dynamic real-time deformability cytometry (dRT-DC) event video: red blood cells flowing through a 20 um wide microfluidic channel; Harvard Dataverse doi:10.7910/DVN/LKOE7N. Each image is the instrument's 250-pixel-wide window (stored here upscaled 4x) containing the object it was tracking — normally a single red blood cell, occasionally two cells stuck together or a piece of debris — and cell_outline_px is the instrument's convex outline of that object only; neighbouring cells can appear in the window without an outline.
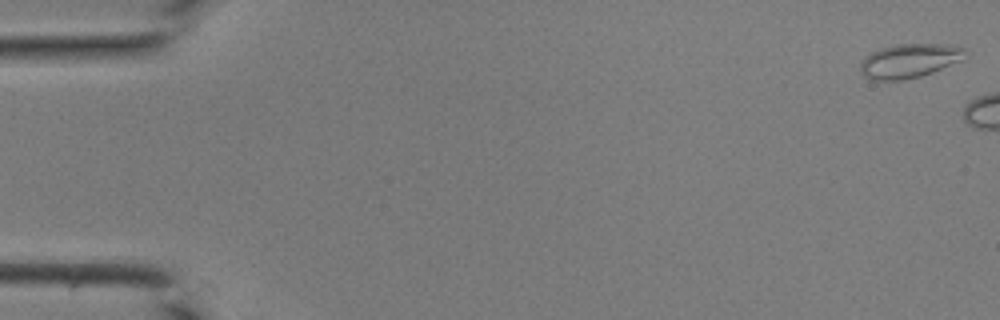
{"species": "common noctule bat (a hibernating species)", "species_latin": "Nyctalus noctula", "temperature_condition": "room temperature", "stored_images_in_passage": 5, "camera_frame_rate_fps": 3000, "um_per_image_px": 0.085, "animal": {"sex": "male", "body_mass_g": 19.0, "forearm_length_mm": 50.8}, "frame": {"image": 1, "passage_image": 1, "time_ms": 0.0, "image_size_px": [1000, 320], "cell_outline_px": [[968, 52], [960, 60], [932, 72], [920, 76], [900, 80], [872, 80], [864, 76], [860, 72], [860, 64], [872, 52], [896, 44], [940, 44], [964, 48]], "centroid_in_image_um": [77.28, 5.17], "position_along_channel_um": 7.7, "area_um2": 20.35}}